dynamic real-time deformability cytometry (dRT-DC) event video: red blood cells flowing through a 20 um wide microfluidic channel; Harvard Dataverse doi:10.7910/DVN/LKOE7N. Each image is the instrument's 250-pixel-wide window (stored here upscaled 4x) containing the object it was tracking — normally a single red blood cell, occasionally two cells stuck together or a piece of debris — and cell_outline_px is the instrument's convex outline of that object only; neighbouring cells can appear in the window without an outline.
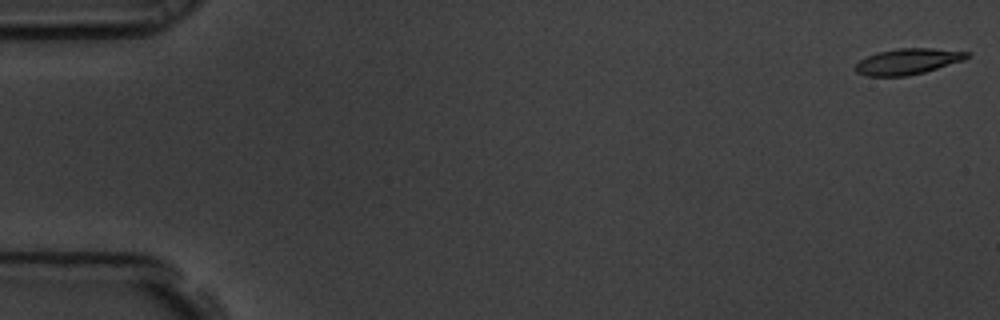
{"species": "common noctule bat (a hibernating species)", "species_latin": "Nyctalus noctula", "temperature_condition": "room temperature", "stored_images_in_passage": 36, "camera_frame_rate_fps": 3000, "um_per_image_px": 0.085, "animal": {"sex": "male", "body_mass_g": 19.5, "forearm_length_mm": 54.6}, "frame": {"image": 1, "passage_image": 1, "time_ms": 0.0, "image_size_px": [1000, 320], "cell_outline_px": [[968, 56], [964, 60], [924, 72], [908, 76], [868, 76], [856, 72], [852, 68], [860, 60], [876, 52], [900, 48], [932, 48], [968, 52]], "centroid_in_image_um": [77.11, 5.23], "position_along_channel_um": 7.9, "area_um2": 16.76}}
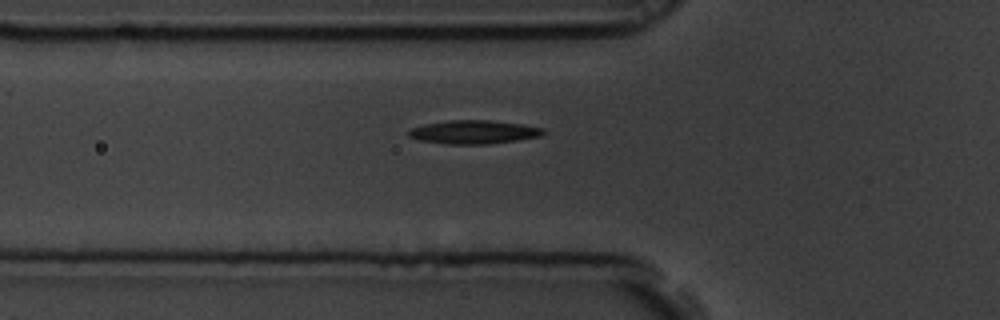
{"frame": {"image": 2, "passage_image": 20, "time_ms": 6.333, "image_size_px": [1000, 320], "cell_outline_px": [[548, 132], [540, 136], [516, 140], [488, 144], [444, 144], [420, 140], [408, 136], [408, 128], [424, 124], [448, 120], [488, 120], [520, 124], [544, 128]], "centroid_in_image_um": [40.24, 11.22], "position_along_channel_um": 85.6, "area_um2": 18.55}}
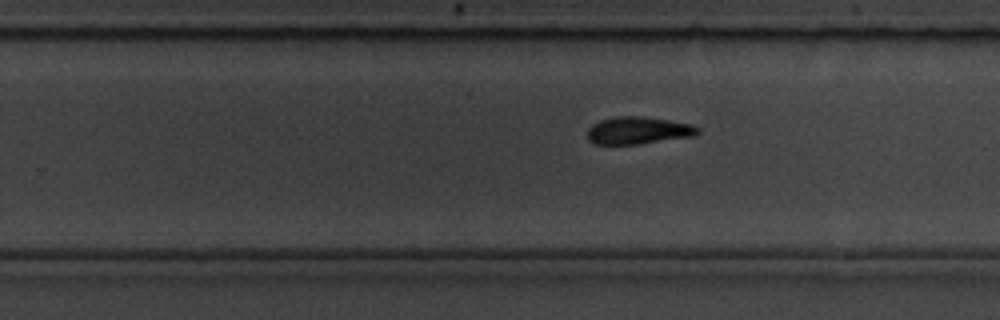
{"frame": {"image": 3, "passage_image": 36, "time_ms": 11.667, "image_size_px": [1000, 320], "cell_outline_px": [[700, 132], [696, 136], [640, 144], [596, 144], [588, 140], [588, 128], [592, 124], [600, 120], [616, 116], [640, 116], [668, 120], [692, 124], [700, 128]], "centroid_in_image_um": [54.28, 11.09], "position_along_channel_um": 275.5, "area_um2": 17.74}}